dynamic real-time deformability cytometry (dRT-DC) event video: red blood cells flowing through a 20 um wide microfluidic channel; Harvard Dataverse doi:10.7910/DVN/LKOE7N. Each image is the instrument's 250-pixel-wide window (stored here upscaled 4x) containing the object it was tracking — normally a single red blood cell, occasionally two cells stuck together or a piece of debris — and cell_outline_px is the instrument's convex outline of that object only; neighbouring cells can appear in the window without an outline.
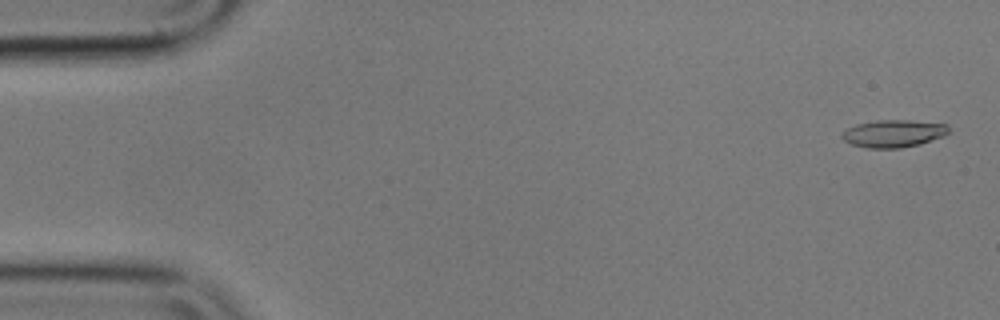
{"species": "common noctule bat (a hibernating species)", "species_latin": "Nyctalus noctula", "temperature_condition": "cold", "stored_images_in_passage": 55, "camera_frame_rate_fps": 3000, "um_per_image_px": 0.085, "animal": {"sex": "male", "body_mass_g": 17.9}, "frame": {"image": 1, "passage_image": 2, "time_ms": 0.333, "image_size_px": [1000, 320], "cell_outline_px": [[952, 132], [944, 136], [920, 144], [900, 148], [868, 148], [852, 144], [844, 140], [840, 136], [848, 128], [856, 124], [876, 120], [908, 120], [948, 124]], "centroid_in_image_um": [76.0, 11.34], "position_along_channel_um": 9.0, "area_um2": 17.17}}
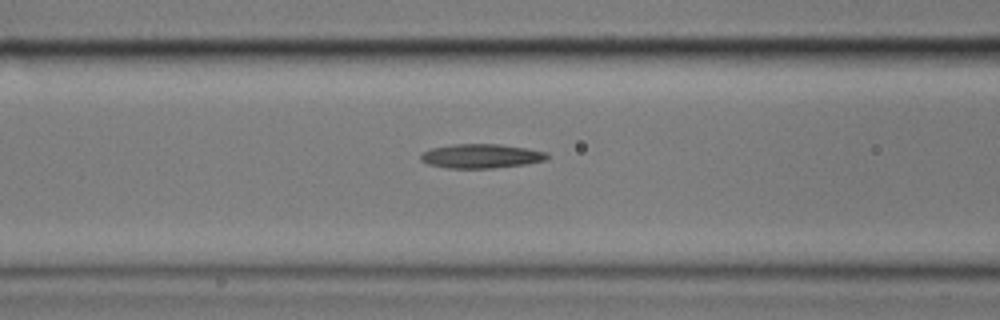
{"frame": {"image": 2, "passage_image": 22, "time_ms": 7.0, "image_size_px": [1000, 320], "cell_outline_px": [[548, 156], [544, 160], [524, 164], [492, 168], [448, 168], [428, 164], [420, 160], [420, 156], [424, 152], [432, 148], [452, 144], [500, 144], [548, 152]], "centroid_in_image_um": [40.87, 13.26], "position_along_channel_um": 125.7, "area_um2": 17.63}}
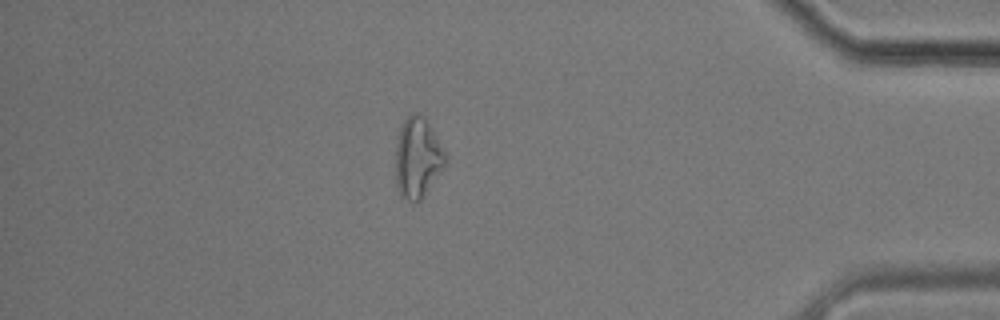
{"frame": {"image": 3, "passage_image": 48, "time_ms": 15.667, "image_size_px": [1000, 320], "cell_outline_px": [[448, 160], [420, 200], [416, 204], [412, 204], [400, 192], [396, 184], [396, 144], [400, 128], [404, 120], [412, 112], [416, 112], [424, 116], [444, 152]], "centroid_in_image_um": [35.47, 13.4], "position_along_channel_um": 399.7, "area_um2": 22.83}}